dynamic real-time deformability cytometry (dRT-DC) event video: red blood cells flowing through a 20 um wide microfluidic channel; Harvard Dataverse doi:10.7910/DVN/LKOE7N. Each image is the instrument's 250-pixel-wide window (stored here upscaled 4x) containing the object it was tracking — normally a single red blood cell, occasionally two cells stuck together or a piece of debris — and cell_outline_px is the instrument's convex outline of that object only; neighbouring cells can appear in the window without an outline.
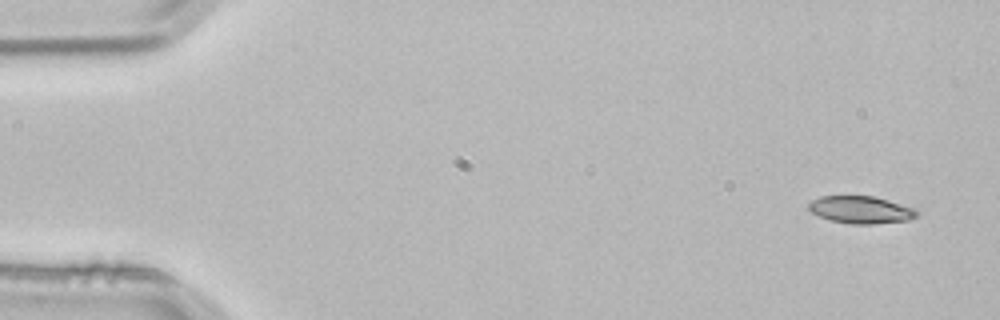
{"species": "common noctule bat (a hibernating species)", "species_latin": "Nyctalus noctula", "temperature_condition": "room temperature", "stored_images_in_passage": 3, "camera_frame_rate_fps": 3000, "um_per_image_px": 0.085, "animal": {"sex": "male", "body_mass_g": 21.5, "forearm_length_mm": 52.0}, "frame": {"image": 1, "passage_image": 1, "time_ms": 0.0, "image_size_px": [1000, 320], "cell_outline_px": [[920, 212], [916, 216], [908, 220], [872, 224], [852, 224], [832, 220], [820, 216], [812, 212], [808, 208], [808, 204], [812, 200], [820, 196], [872, 196], [888, 200], [916, 208]], "centroid_in_image_um": [73.2, 17.82], "position_along_channel_um": 11.8, "area_um2": 17.17}}